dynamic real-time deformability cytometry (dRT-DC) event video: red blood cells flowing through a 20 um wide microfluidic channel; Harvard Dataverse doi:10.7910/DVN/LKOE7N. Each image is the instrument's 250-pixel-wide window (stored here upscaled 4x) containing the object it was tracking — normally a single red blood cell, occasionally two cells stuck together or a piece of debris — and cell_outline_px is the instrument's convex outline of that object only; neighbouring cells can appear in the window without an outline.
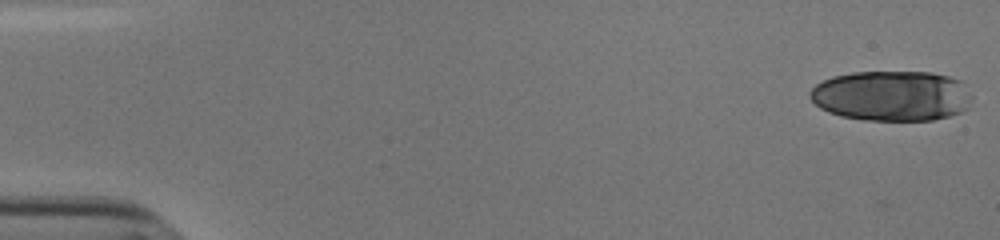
{"species": "human", "species_latin": "Homo sapiens", "temperature_condition": "cold", "stored_images_in_passage": 22, "camera_frame_rate_fps": 3000, "um_per_image_px": 0.085, "donor": {"sex": "male"}, "frame": {"image": 1, "passage_image": 1, "time_ms": 0.0, "image_size_px": [1000, 240], "cell_outline_px": [[972, 96], [968, 108], [960, 112], [948, 116], [932, 120], [864, 120], [840, 116], [828, 112], [820, 108], [808, 96], [808, 92], [816, 84], [832, 76], [852, 72], [932, 72], [948, 76], [960, 80]], "centroid_in_image_um": [75.77, 8.14], "position_along_channel_um": 9.2, "area_um2": 47.74}}
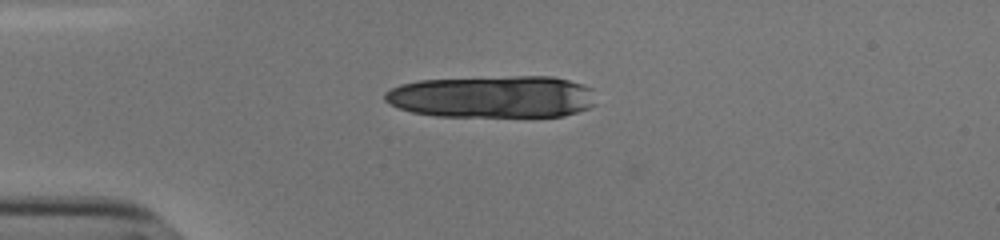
{"frame": {"image": 2, "passage_image": 14, "time_ms": 4.333, "image_size_px": [1000, 240], "cell_outline_px": [[596, 104], [588, 108], [564, 116], [436, 116], [412, 112], [400, 108], [384, 100], [384, 92], [400, 84], [420, 80], [512, 76], [552, 76], [584, 84], [592, 88]], "centroid_in_image_um": [41.89, 8.21], "position_along_channel_um": 43.1, "area_um2": 52.08}}